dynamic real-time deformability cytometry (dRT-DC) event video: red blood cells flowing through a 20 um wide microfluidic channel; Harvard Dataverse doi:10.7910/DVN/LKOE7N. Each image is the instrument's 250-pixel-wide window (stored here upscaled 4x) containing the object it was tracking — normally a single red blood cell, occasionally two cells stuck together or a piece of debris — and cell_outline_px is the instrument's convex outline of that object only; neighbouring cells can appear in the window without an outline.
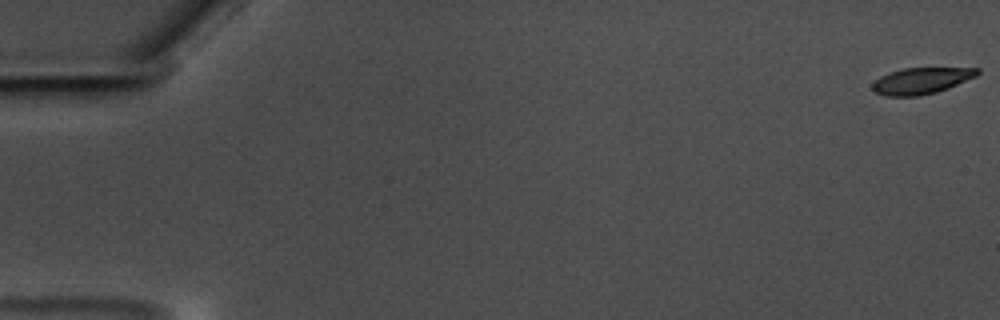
{"species": "common noctule bat (a hibernating species)", "species_latin": "Nyctalus noctula", "temperature_condition": "warm", "stored_images_in_passage": 12, "camera_frame_rate_fps": 3000, "um_per_image_px": 0.085, "animal": {"sex": "male", "body_mass_g": 17.5, "forearm_length_mm": 52.3}, "frame": {"image": 1, "passage_image": 1, "time_ms": 0.0, "image_size_px": [1000, 320], "cell_outline_px": [[980, 72], [976, 76], [948, 88], [936, 92], [920, 96], [888, 96], [876, 92], [872, 88], [872, 84], [880, 76], [888, 72], [904, 68], [980, 68]], "centroid_in_image_um": [78.31, 6.86], "position_along_channel_um": 6.7, "area_um2": 16.01}}